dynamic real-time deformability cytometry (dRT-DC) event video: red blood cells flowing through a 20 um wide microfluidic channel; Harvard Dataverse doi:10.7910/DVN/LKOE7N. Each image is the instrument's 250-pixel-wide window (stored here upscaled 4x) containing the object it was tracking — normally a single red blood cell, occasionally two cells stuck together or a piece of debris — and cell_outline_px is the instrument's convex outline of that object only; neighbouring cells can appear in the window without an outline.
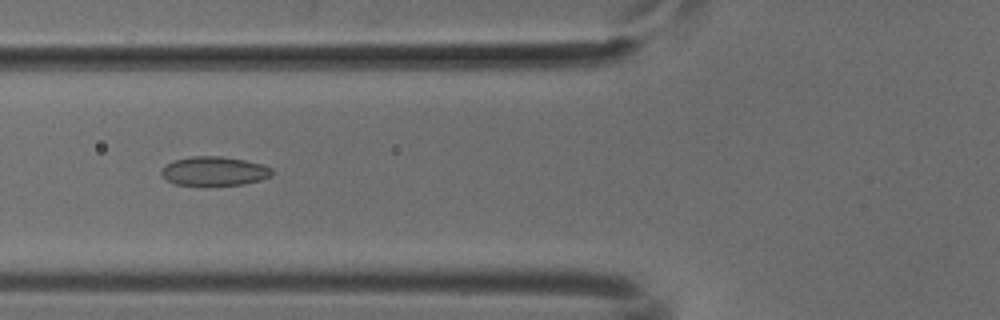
{"species": "common noctule bat (a hibernating species)", "species_latin": "Nyctalus noctula", "temperature_condition": "cold", "stored_images_in_passage": 51, "camera_frame_rate_fps": 3000, "um_per_image_px": 0.085, "animal": {"sex": "male", "body_mass_g": 18.8}, "frame": {"image": 1, "passage_image": 19, "time_ms": 6.0, "image_size_px": [1000, 320], "cell_outline_px": [[272, 176], [260, 180], [244, 184], [204, 188], [176, 184], [168, 180], [160, 172], [172, 160], [192, 156], [220, 156], [244, 160], [264, 164], [272, 168]], "centroid_in_image_um": [18.23, 14.58], "position_along_channel_um": 107.6, "area_um2": 19.36}}
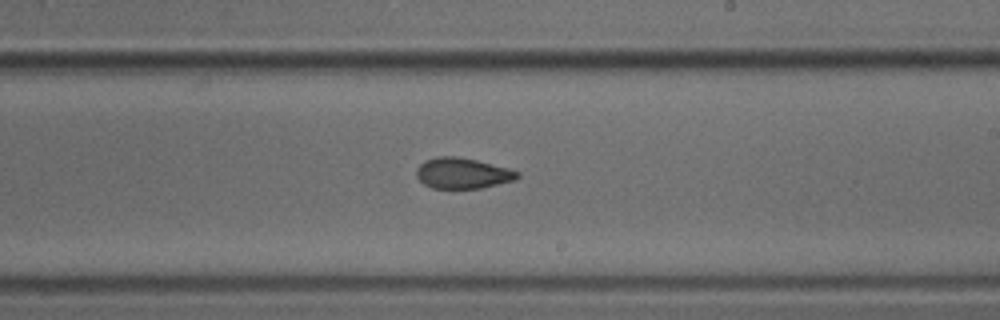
{"frame": {"image": 2, "passage_image": 30, "time_ms": 9.667, "image_size_px": [1000, 320], "cell_outline_px": [[520, 176], [516, 180], [480, 188], [432, 188], [424, 184], [416, 176], [416, 168], [424, 160], [436, 156], [456, 156], [476, 160], [508, 168], [520, 172]], "centroid_in_image_um": [39.31, 14.72], "position_along_channel_um": 249.7, "area_um2": 18.15}}
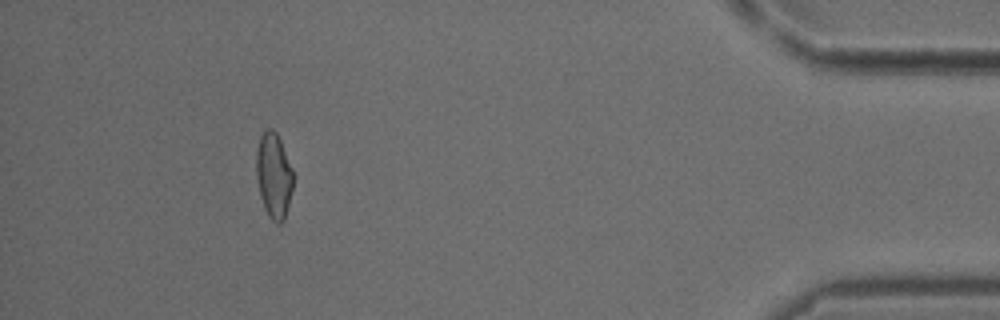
{"frame": {"image": 3, "passage_image": 47, "time_ms": 15.333, "image_size_px": [1000, 320], "cell_outline_px": [[292, 188], [284, 220], [280, 224], [276, 224], [268, 216], [264, 208], [260, 196], [256, 176], [256, 152], [260, 136], [264, 128], [272, 128], [276, 132], [280, 140], [292, 168]], "centroid_in_image_um": [23.24, 14.91], "position_along_channel_um": 412.0, "area_um2": 18.32}}